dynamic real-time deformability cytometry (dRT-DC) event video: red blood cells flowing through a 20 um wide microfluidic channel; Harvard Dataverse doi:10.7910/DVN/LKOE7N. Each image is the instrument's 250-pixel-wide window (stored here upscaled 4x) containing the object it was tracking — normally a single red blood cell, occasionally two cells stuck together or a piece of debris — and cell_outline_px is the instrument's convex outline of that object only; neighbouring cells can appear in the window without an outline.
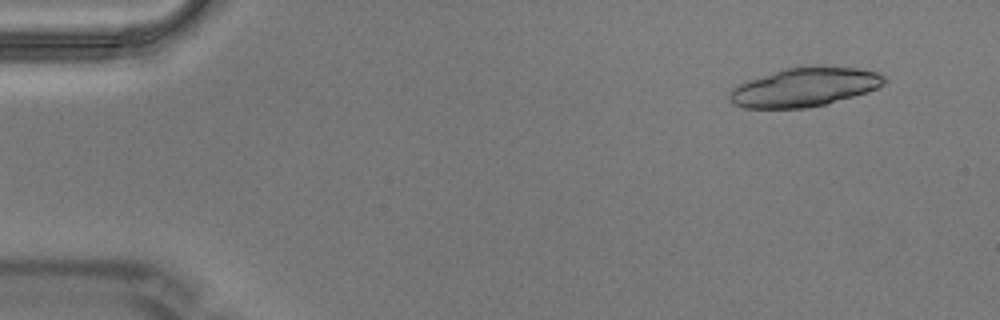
{"species": "Egyptian fruit bat (a non-hibernating species)", "species_latin": "Rousettus aegyptiacus", "temperature_condition": "warm", "stored_images_in_passage": 7, "camera_frame_rate_fps": 3000, "um_per_image_px": 0.085, "animal": {"sex": "male"}, "frame": {"image": 1, "passage_image": 2, "time_ms": 0.333, "image_size_px": [1000, 320], "cell_outline_px": [[888, 80], [884, 84], [868, 92], [824, 104], [808, 108], [744, 108], [732, 104], [728, 100], [728, 96], [732, 88], [748, 80], [784, 68], [812, 64], [816, 64], [860, 68], [880, 72]], "centroid_in_image_um": [68.41, 7.38], "position_along_channel_um": 16.6, "area_um2": 35.72}}